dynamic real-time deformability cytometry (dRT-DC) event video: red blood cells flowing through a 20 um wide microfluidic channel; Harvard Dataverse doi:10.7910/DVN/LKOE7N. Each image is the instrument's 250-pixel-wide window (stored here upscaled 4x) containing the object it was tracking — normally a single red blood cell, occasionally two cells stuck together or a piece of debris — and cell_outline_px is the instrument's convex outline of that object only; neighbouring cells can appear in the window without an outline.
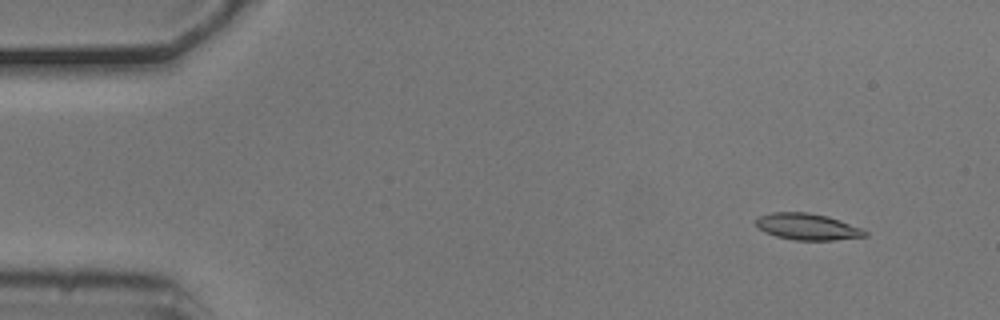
{"species": "common noctule bat (a hibernating species)", "species_latin": "Nyctalus noctula", "temperature_condition": "cold", "stored_images_in_passage": 5, "camera_frame_rate_fps": 3000, "um_per_image_px": 0.085, "animal": {"sex": "male", "body_mass_g": 20.5, "forearm_length_mm": 52.5}, "frame": {"image": 1, "passage_image": 2, "time_ms": 0.333, "image_size_px": [1000, 320], "cell_outline_px": [[868, 236], [836, 240], [796, 240], [776, 236], [764, 232], [752, 220], [760, 216], [772, 212], [808, 212], [828, 216], [860, 228], [868, 232]], "centroid_in_image_um": [68.61, 19.27], "position_along_channel_um": 16.4, "area_um2": 16.82}}
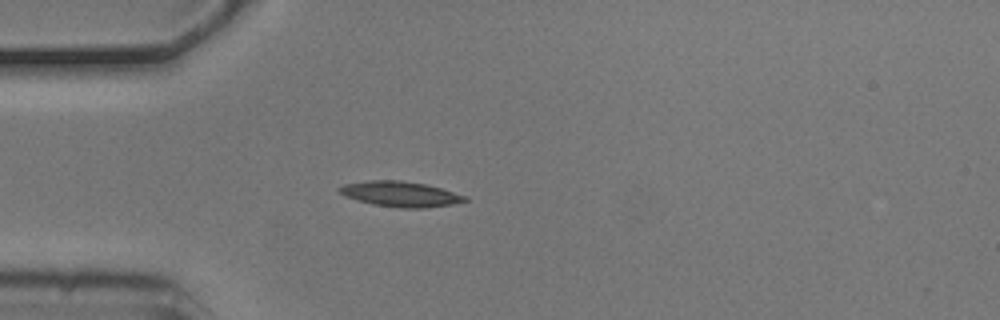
{"frame": {"image": 2, "passage_image": 4, "time_ms": 1.0, "image_size_px": [1000, 320], "cell_outline_px": [[468, 200], [452, 204], [424, 208], [400, 208], [372, 204], [344, 196], [336, 188], [344, 184], [368, 180], [400, 180], [428, 184], [468, 196]], "centroid_in_image_um": [34.04, 16.48], "position_along_channel_um": 51.0, "area_um2": 18.67}}